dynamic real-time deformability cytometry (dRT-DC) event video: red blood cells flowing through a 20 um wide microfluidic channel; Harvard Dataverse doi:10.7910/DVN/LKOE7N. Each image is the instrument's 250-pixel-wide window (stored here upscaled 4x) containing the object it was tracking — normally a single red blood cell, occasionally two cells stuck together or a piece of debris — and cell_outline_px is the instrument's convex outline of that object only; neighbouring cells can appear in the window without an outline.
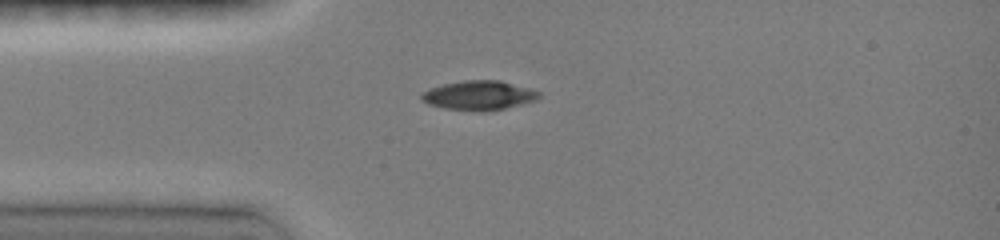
{"species": "common noctule bat (a hibernating species)", "species_latin": "Nyctalus noctula", "temperature_condition": "room temperature", "stored_images_in_passage": 18, "camera_frame_rate_fps": 3000, "um_per_image_px": 0.085, "animal": {"sex": "female", "body_mass_g": 19.0, "forearm_length_mm": 51.5}, "frame": {"image": 1, "passage_image": 1, "time_ms": 0.0, "image_size_px": [1000, 240], "cell_outline_px": [[540, 96], [536, 100], [504, 108], [444, 108], [428, 104], [420, 100], [420, 96], [428, 88], [444, 84], [464, 80], [500, 80], [528, 88], [540, 92]], "centroid_in_image_um": [40.68, 8.05], "position_along_channel_um": 44.3, "area_um2": 19.13}}
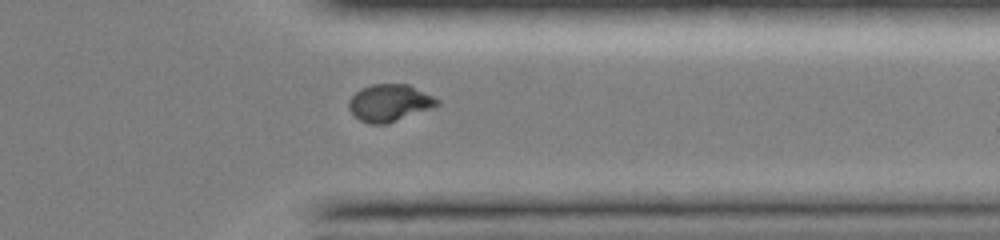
{"frame": {"image": 2, "passage_image": 14, "time_ms": 4.333, "image_size_px": [1000, 240], "cell_outline_px": [[440, 104], [432, 108], [388, 124], [372, 124], [360, 120], [348, 108], [348, 100], [360, 88], [372, 84], [408, 84], [440, 100]], "centroid_in_image_um": [33.1, 8.74], "position_along_channel_um": 378.3, "area_um2": 19.07}}
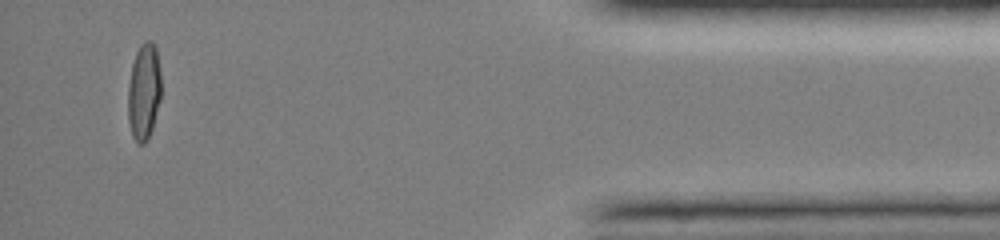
{"frame": {"image": 3, "passage_image": 17, "time_ms": 5.333, "image_size_px": [1000, 240], "cell_outline_px": [[160, 100], [152, 128], [148, 140], [144, 144], [136, 144], [132, 136], [128, 120], [128, 84], [132, 64], [136, 52], [140, 44], [144, 40], [148, 40], [156, 48], [160, 72]], "centroid_in_image_um": [12.21, 7.82], "position_along_channel_um": 423.0, "area_um2": 18.79}}